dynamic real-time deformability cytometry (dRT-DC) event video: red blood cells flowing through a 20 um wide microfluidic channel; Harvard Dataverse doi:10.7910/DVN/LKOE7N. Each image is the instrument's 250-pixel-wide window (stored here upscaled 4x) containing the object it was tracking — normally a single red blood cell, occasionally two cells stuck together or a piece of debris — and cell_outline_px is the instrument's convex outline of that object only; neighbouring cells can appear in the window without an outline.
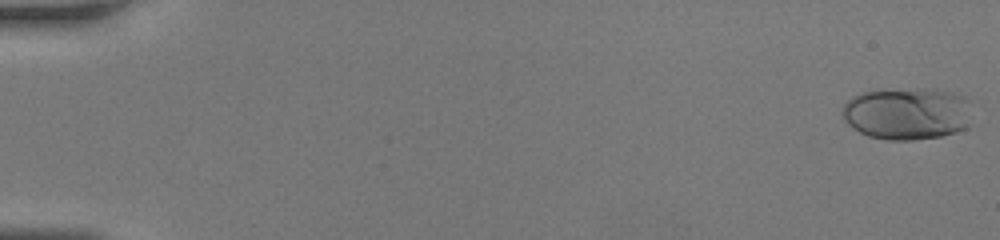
{"species": "human", "species_latin": "Homo sapiens", "temperature_condition": "room temperature", "stored_images_in_passage": 47, "camera_frame_rate_fps": 3000, "um_per_image_px": 0.085, "donor": {"sex": "female"}, "frame": {"image": 1, "passage_image": 1, "time_ms": 0.0, "image_size_px": [1000, 240], "cell_outline_px": [[968, 128], [956, 132], [940, 136], [912, 140], [884, 140], [868, 136], [852, 128], [844, 120], [840, 112], [844, 104], [852, 96], [860, 92], [884, 88], [928, 88], [952, 92], [968, 96]], "centroid_in_image_um": [77.06, 9.62], "position_along_channel_um": 7.9, "area_um2": 40.34}}
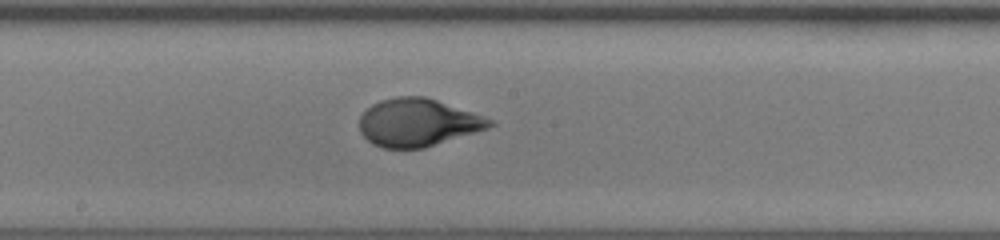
{"frame": {"image": 2, "passage_image": 27, "time_ms": 8.667, "image_size_px": [1000, 240], "cell_outline_px": [[496, 124], [488, 128], [424, 148], [384, 148], [372, 144], [360, 132], [360, 116], [372, 104], [380, 100], [396, 96], [424, 96], [496, 120]], "centroid_in_image_um": [35.52, 10.41], "position_along_channel_um": 212.7, "area_um2": 36.13}}
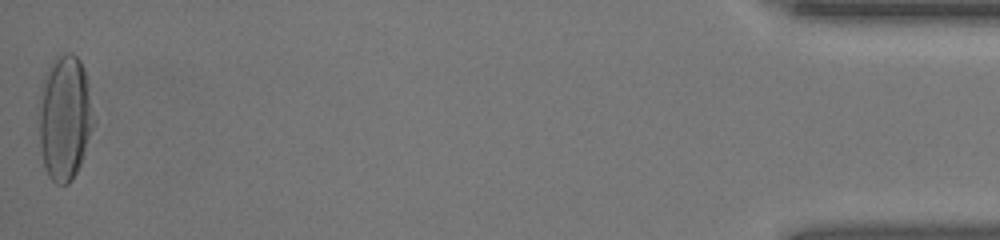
{"frame": {"image": 3, "passage_image": 47, "time_ms": 15.333, "image_size_px": [1000, 240], "cell_outline_px": [[96, 124], [80, 164], [72, 180], [68, 184], [56, 184], [48, 176], [44, 168], [40, 148], [40, 84], [52, 60], [60, 52], [72, 52], [80, 60], [84, 68], [88, 84], [96, 120]], "centroid_in_image_um": [5.53, 9.97], "position_along_channel_um": 429.7, "area_um2": 40.58}}